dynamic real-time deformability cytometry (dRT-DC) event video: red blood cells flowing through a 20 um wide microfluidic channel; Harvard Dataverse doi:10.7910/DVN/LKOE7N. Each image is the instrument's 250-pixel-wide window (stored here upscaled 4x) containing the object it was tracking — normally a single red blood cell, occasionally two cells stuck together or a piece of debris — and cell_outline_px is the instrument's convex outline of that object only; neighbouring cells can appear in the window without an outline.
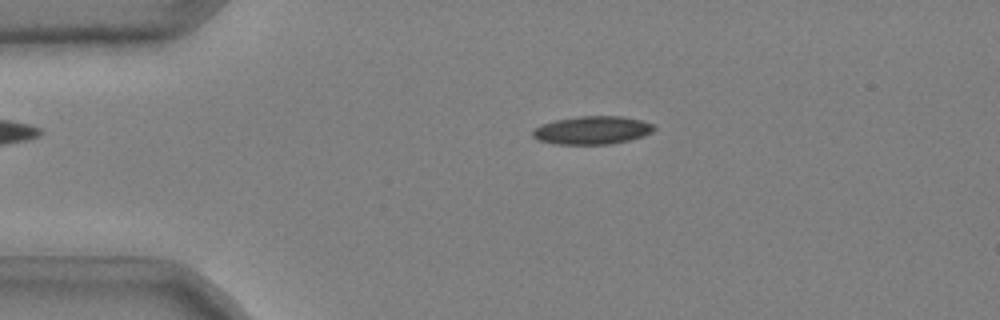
{"species": "common noctule bat (a hibernating species)", "species_latin": "Nyctalus noctula", "temperature_condition": "cold", "stored_images_in_passage": 45, "camera_frame_rate_fps": 3000, "um_per_image_px": 0.085, "animal": {"sex": "male", "body_mass_g": 20.4}, "frame": {"image": 1, "passage_image": 8, "time_ms": 2.333, "image_size_px": [1000, 320], "cell_outline_px": [[656, 128], [652, 132], [644, 136], [612, 144], [552, 144], [540, 140], [532, 136], [532, 132], [536, 128], [544, 124], [556, 120], [580, 116], [620, 116], [640, 120], [652, 124]], "centroid_in_image_um": [50.36, 11.07], "position_along_channel_um": 34.6, "area_um2": 19.71}}
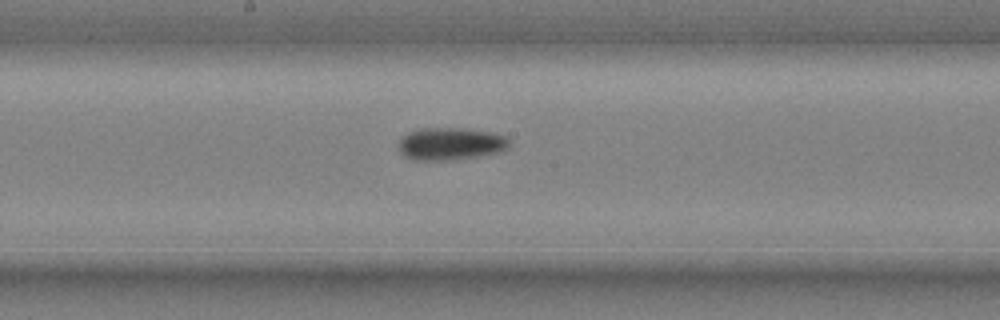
{"frame": {"image": 2, "passage_image": 25, "time_ms": 8.0, "image_size_px": [1000, 320], "cell_outline_px": [[508, 148], [500, 152], [480, 156], [456, 160], [412, 160], [404, 156], [400, 152], [396, 144], [408, 132], [420, 128], [464, 128], [488, 132], [504, 136], [508, 140]], "centroid_in_image_um": [38.24, 12.24], "position_along_channel_um": 210.0, "area_um2": 21.1}}
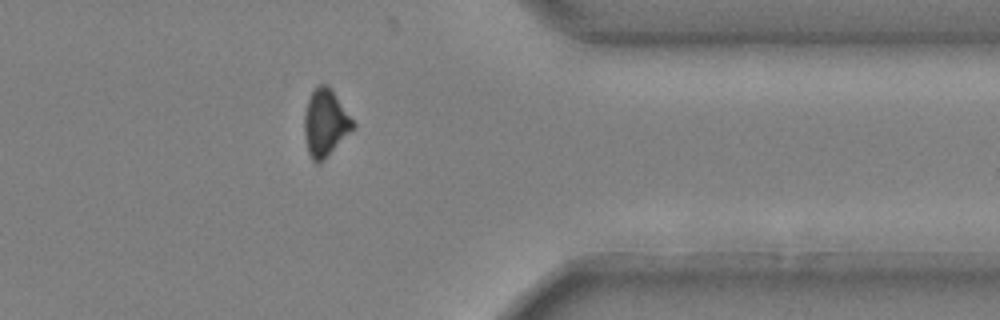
{"frame": {"image": 3, "passage_image": 40, "time_ms": 13.0, "image_size_px": [1000, 320], "cell_outline_px": [[356, 124], [320, 164], [316, 164], [312, 160], [308, 152], [304, 136], [304, 112], [308, 100], [312, 92], [320, 84], [328, 84]], "centroid_in_image_um": [27.62, 10.45], "position_along_channel_um": 383.8, "area_um2": 18.73}, "authors_computed_cell_mechanics": {"area_um2": 19.5364, "velocity_mm_per_s": 3.7248, "shape_relaxation_time_tau1_ms": 2.6994, "shape_relaxation_time_tau2_ms": null, "deformation_change_tau1": 0.1197, "deformation_change_tau2": null}}